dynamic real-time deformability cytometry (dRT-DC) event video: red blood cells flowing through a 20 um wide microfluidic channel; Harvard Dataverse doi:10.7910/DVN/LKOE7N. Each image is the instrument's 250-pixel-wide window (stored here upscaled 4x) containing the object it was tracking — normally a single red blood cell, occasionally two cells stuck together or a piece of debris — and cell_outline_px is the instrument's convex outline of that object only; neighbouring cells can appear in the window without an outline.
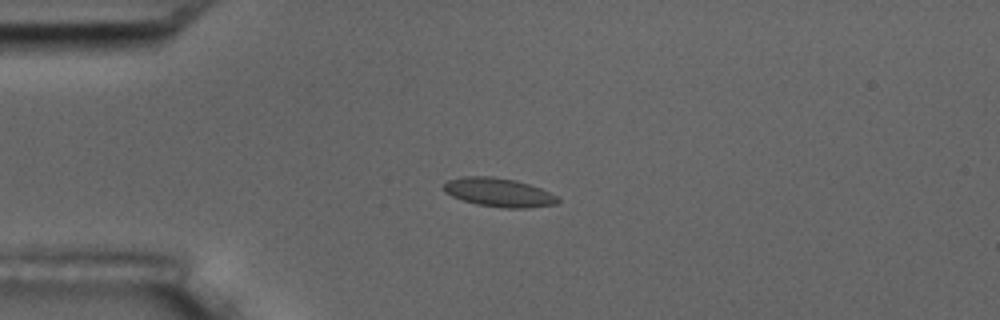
{"species": "common noctule bat (a hibernating species)", "species_latin": "Nyctalus noctula", "temperature_condition": "room temperature", "stored_images_in_passage": 11, "camera_frame_rate_fps": 3000, "um_per_image_px": 0.085, "animal": {"sex": "male", "body_mass_g": 17.5, "forearm_length_mm": 52.3}, "frame": {"image": 1, "passage_image": 4, "time_ms": 4.333, "image_size_px": [1000, 320], "cell_outline_px": [[560, 204], [524, 208], [504, 208], [476, 204], [452, 196], [444, 192], [444, 184], [448, 180], [464, 176], [492, 176], [516, 180], [540, 188], [556, 196], [560, 200]], "centroid_in_image_um": [42.4, 16.35], "position_along_channel_um": 42.6, "area_um2": 19.07}}
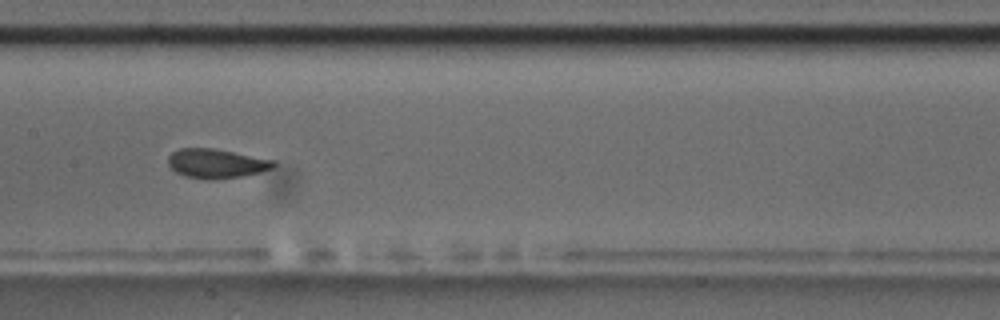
{"frame": {"image": 2, "passage_image": 8, "time_ms": 9.0, "image_size_px": [1000, 320], "cell_outline_px": [[276, 164], [272, 168], [260, 172], [240, 176], [212, 180], [204, 180], [184, 176], [176, 172], [168, 164], [168, 156], [172, 152], [180, 148], [212, 148], [276, 160]], "centroid_in_image_um": [18.37, 13.9], "position_along_channel_um": 189.0, "area_um2": 18.03}}